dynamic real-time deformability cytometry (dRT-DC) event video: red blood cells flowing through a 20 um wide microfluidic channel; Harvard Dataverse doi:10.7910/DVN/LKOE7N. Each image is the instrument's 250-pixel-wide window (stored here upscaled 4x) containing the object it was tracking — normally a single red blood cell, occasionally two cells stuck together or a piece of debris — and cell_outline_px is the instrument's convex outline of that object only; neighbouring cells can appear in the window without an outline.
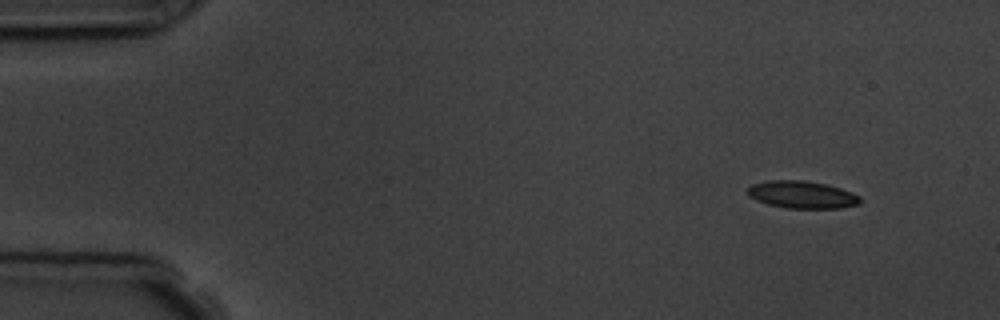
{"species": "common noctule bat (a hibernating species)", "species_latin": "Nyctalus noctula", "temperature_condition": "room temperature", "stored_images_in_passage": 4, "camera_frame_rate_fps": 3000, "um_per_image_px": 0.085, "animal": {"sex": "male", "body_mass_g": 19.5, "forearm_length_mm": 54.6}, "frame": {"image": 1, "passage_image": 1, "time_ms": 0.0, "image_size_px": [1000, 320], "cell_outline_px": [[860, 204], [840, 208], [788, 208], [768, 204], [756, 200], [748, 196], [748, 188], [752, 184], [768, 180], [804, 180], [824, 184], [840, 188], [852, 192], [860, 196]], "centroid_in_image_um": [68.17, 16.54], "position_along_channel_um": 16.8, "area_um2": 17.92}}
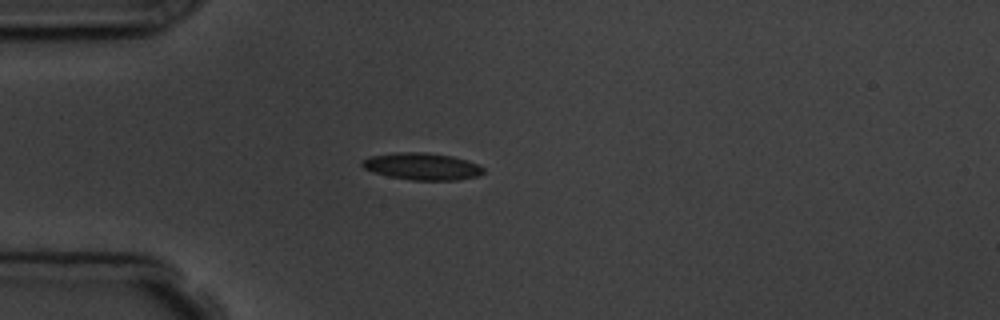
{"frame": {"image": 2, "passage_image": 4, "time_ms": 3.333, "image_size_px": [1000, 320], "cell_outline_px": [[484, 172], [476, 176], [456, 180], [412, 180], [388, 176], [364, 168], [360, 164], [368, 156], [396, 152], [424, 152], [452, 156], [476, 164], [484, 168]], "centroid_in_image_um": [35.85, 14.14], "position_along_channel_um": 49.2, "area_um2": 18.84}}